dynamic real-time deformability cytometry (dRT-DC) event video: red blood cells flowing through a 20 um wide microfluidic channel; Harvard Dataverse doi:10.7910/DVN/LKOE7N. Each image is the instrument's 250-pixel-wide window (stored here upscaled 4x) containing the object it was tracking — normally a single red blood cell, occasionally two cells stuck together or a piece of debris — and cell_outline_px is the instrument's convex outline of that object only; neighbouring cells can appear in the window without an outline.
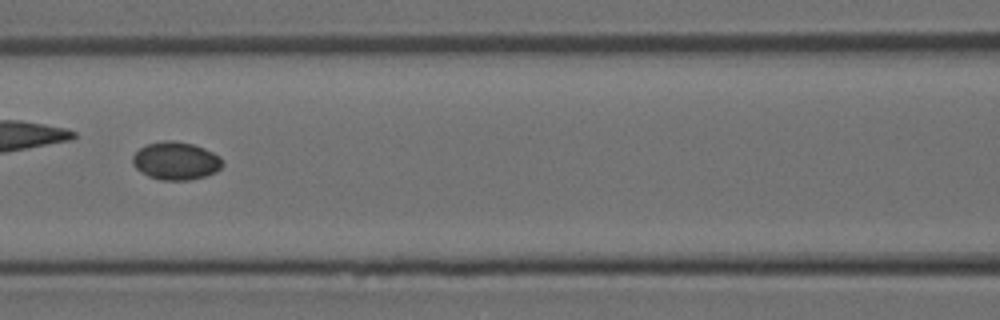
{"species": "Egyptian fruit bat (a non-hibernating species)", "species_latin": "Rousettus aegyptiacus", "temperature_condition": "room temperature", "stored_images_in_passage": 43, "camera_frame_rate_fps": 3000, "um_per_image_px": 0.085, "animal": {"sex": "female"}, "frame": {"image": 1, "passage_image": 19, "time_ms": 6.0, "image_size_px": [1000, 320], "cell_outline_px": [[224, 164], [216, 172], [204, 176], [188, 180], [160, 180], [148, 176], [140, 172], [132, 164], [132, 156], [144, 144], [164, 140], [172, 140], [192, 144], [204, 148], [220, 156]], "centroid_in_image_um": [14.92, 13.67], "position_along_channel_um": 151.7, "area_um2": 20.0}}
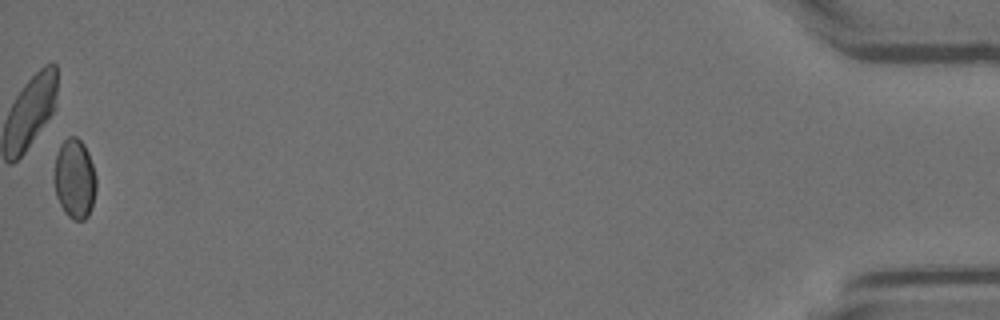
{"frame": {"image": 2, "passage_image": 43, "time_ms": 14.0, "image_size_px": [1000, 320], "cell_outline_px": [[96, 188], [92, 208], [88, 216], [84, 220], [72, 220], [64, 212], [56, 196], [56, 156], [60, 144], [68, 136], [76, 136], [84, 144], [88, 152], [96, 176]], "centroid_in_image_um": [6.38, 15.21], "position_along_channel_um": 428.8, "area_um2": 19.36}}